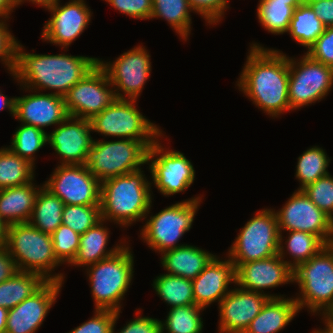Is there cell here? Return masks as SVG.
<instances>
[{
  "instance_id": "1",
  "label": "cell",
  "mask_w": 333,
  "mask_h": 333,
  "mask_svg": "<svg viewBox=\"0 0 333 333\" xmlns=\"http://www.w3.org/2000/svg\"><path fill=\"white\" fill-rule=\"evenodd\" d=\"M246 63L236 81L239 91L269 117L291 111L288 99L289 56L282 51L250 44Z\"/></svg>"
},
{
  "instance_id": "2",
  "label": "cell",
  "mask_w": 333,
  "mask_h": 333,
  "mask_svg": "<svg viewBox=\"0 0 333 333\" xmlns=\"http://www.w3.org/2000/svg\"><path fill=\"white\" fill-rule=\"evenodd\" d=\"M98 64V58L61 54L25 52L17 45L16 65L11 76L23 88L64 96L77 82Z\"/></svg>"
},
{
  "instance_id": "3",
  "label": "cell",
  "mask_w": 333,
  "mask_h": 333,
  "mask_svg": "<svg viewBox=\"0 0 333 333\" xmlns=\"http://www.w3.org/2000/svg\"><path fill=\"white\" fill-rule=\"evenodd\" d=\"M141 169L101 182L100 209L103 220L121 228L144 221L151 213V181Z\"/></svg>"
},
{
  "instance_id": "4",
  "label": "cell",
  "mask_w": 333,
  "mask_h": 333,
  "mask_svg": "<svg viewBox=\"0 0 333 333\" xmlns=\"http://www.w3.org/2000/svg\"><path fill=\"white\" fill-rule=\"evenodd\" d=\"M6 249L18 271L34 272L46 281L64 283V273L54 272L62 265L53 252L51 234L43 233L29 222L7 226Z\"/></svg>"
},
{
  "instance_id": "5",
  "label": "cell",
  "mask_w": 333,
  "mask_h": 333,
  "mask_svg": "<svg viewBox=\"0 0 333 333\" xmlns=\"http://www.w3.org/2000/svg\"><path fill=\"white\" fill-rule=\"evenodd\" d=\"M125 244L116 254L86 267L94 309L121 311L122 300L132 285L134 254Z\"/></svg>"
},
{
  "instance_id": "6",
  "label": "cell",
  "mask_w": 333,
  "mask_h": 333,
  "mask_svg": "<svg viewBox=\"0 0 333 333\" xmlns=\"http://www.w3.org/2000/svg\"><path fill=\"white\" fill-rule=\"evenodd\" d=\"M293 283L299 286L294 297L299 311L328 315L333 310V244L293 270Z\"/></svg>"
},
{
  "instance_id": "7",
  "label": "cell",
  "mask_w": 333,
  "mask_h": 333,
  "mask_svg": "<svg viewBox=\"0 0 333 333\" xmlns=\"http://www.w3.org/2000/svg\"><path fill=\"white\" fill-rule=\"evenodd\" d=\"M156 141L119 139L93 140L84 166L100 182L141 169L147 164L149 148Z\"/></svg>"
},
{
  "instance_id": "8",
  "label": "cell",
  "mask_w": 333,
  "mask_h": 333,
  "mask_svg": "<svg viewBox=\"0 0 333 333\" xmlns=\"http://www.w3.org/2000/svg\"><path fill=\"white\" fill-rule=\"evenodd\" d=\"M202 196L200 194L169 205L154 216H149L140 230L141 240L158 254L187 245L178 242L192 228Z\"/></svg>"
},
{
  "instance_id": "9",
  "label": "cell",
  "mask_w": 333,
  "mask_h": 333,
  "mask_svg": "<svg viewBox=\"0 0 333 333\" xmlns=\"http://www.w3.org/2000/svg\"><path fill=\"white\" fill-rule=\"evenodd\" d=\"M226 256L235 264L266 259L278 254L279 229L275 209L264 208L241 228Z\"/></svg>"
},
{
  "instance_id": "10",
  "label": "cell",
  "mask_w": 333,
  "mask_h": 333,
  "mask_svg": "<svg viewBox=\"0 0 333 333\" xmlns=\"http://www.w3.org/2000/svg\"><path fill=\"white\" fill-rule=\"evenodd\" d=\"M136 104L134 99H116L89 120L92 132L103 137L157 141L164 134L163 130L139 112Z\"/></svg>"
},
{
  "instance_id": "11",
  "label": "cell",
  "mask_w": 333,
  "mask_h": 333,
  "mask_svg": "<svg viewBox=\"0 0 333 333\" xmlns=\"http://www.w3.org/2000/svg\"><path fill=\"white\" fill-rule=\"evenodd\" d=\"M289 57L288 99L291 111L320 102L333 87V67L314 61L304 53Z\"/></svg>"
},
{
  "instance_id": "12",
  "label": "cell",
  "mask_w": 333,
  "mask_h": 333,
  "mask_svg": "<svg viewBox=\"0 0 333 333\" xmlns=\"http://www.w3.org/2000/svg\"><path fill=\"white\" fill-rule=\"evenodd\" d=\"M164 134L152 144L147 155V165L151 173V185L165 197L185 192L195 180V170L191 160L180 151L162 145Z\"/></svg>"
},
{
  "instance_id": "13",
  "label": "cell",
  "mask_w": 333,
  "mask_h": 333,
  "mask_svg": "<svg viewBox=\"0 0 333 333\" xmlns=\"http://www.w3.org/2000/svg\"><path fill=\"white\" fill-rule=\"evenodd\" d=\"M143 45L123 52L112 62L98 58L114 88L117 99L137 100L151 75V59Z\"/></svg>"
},
{
  "instance_id": "14",
  "label": "cell",
  "mask_w": 333,
  "mask_h": 333,
  "mask_svg": "<svg viewBox=\"0 0 333 333\" xmlns=\"http://www.w3.org/2000/svg\"><path fill=\"white\" fill-rule=\"evenodd\" d=\"M116 99L108 75L99 64L64 95L68 115L87 120L101 113Z\"/></svg>"
},
{
  "instance_id": "15",
  "label": "cell",
  "mask_w": 333,
  "mask_h": 333,
  "mask_svg": "<svg viewBox=\"0 0 333 333\" xmlns=\"http://www.w3.org/2000/svg\"><path fill=\"white\" fill-rule=\"evenodd\" d=\"M275 212L279 233L305 231L318 236L326 245L333 244V220L303 190H295L282 208Z\"/></svg>"
},
{
  "instance_id": "16",
  "label": "cell",
  "mask_w": 333,
  "mask_h": 333,
  "mask_svg": "<svg viewBox=\"0 0 333 333\" xmlns=\"http://www.w3.org/2000/svg\"><path fill=\"white\" fill-rule=\"evenodd\" d=\"M44 187L65 205H100L101 182L84 165H59Z\"/></svg>"
},
{
  "instance_id": "17",
  "label": "cell",
  "mask_w": 333,
  "mask_h": 333,
  "mask_svg": "<svg viewBox=\"0 0 333 333\" xmlns=\"http://www.w3.org/2000/svg\"><path fill=\"white\" fill-rule=\"evenodd\" d=\"M60 1L48 9L51 17L45 22L41 39L67 49L88 27L93 12L85 0Z\"/></svg>"
},
{
  "instance_id": "18",
  "label": "cell",
  "mask_w": 333,
  "mask_h": 333,
  "mask_svg": "<svg viewBox=\"0 0 333 333\" xmlns=\"http://www.w3.org/2000/svg\"><path fill=\"white\" fill-rule=\"evenodd\" d=\"M63 284L46 281L35 293L9 309L5 333H36L57 301Z\"/></svg>"
},
{
  "instance_id": "19",
  "label": "cell",
  "mask_w": 333,
  "mask_h": 333,
  "mask_svg": "<svg viewBox=\"0 0 333 333\" xmlns=\"http://www.w3.org/2000/svg\"><path fill=\"white\" fill-rule=\"evenodd\" d=\"M91 122L68 116L52 132L47 133L48 144L59 156V165H83L92 146Z\"/></svg>"
},
{
  "instance_id": "20",
  "label": "cell",
  "mask_w": 333,
  "mask_h": 333,
  "mask_svg": "<svg viewBox=\"0 0 333 333\" xmlns=\"http://www.w3.org/2000/svg\"><path fill=\"white\" fill-rule=\"evenodd\" d=\"M236 287L231 288L217 304L220 317L218 333H244L270 298L263 293Z\"/></svg>"
},
{
  "instance_id": "21",
  "label": "cell",
  "mask_w": 333,
  "mask_h": 333,
  "mask_svg": "<svg viewBox=\"0 0 333 333\" xmlns=\"http://www.w3.org/2000/svg\"><path fill=\"white\" fill-rule=\"evenodd\" d=\"M236 285L248 291L266 294L270 298L286 297L263 289L293 283V269L277 254L272 257L242 263L236 269Z\"/></svg>"
},
{
  "instance_id": "22",
  "label": "cell",
  "mask_w": 333,
  "mask_h": 333,
  "mask_svg": "<svg viewBox=\"0 0 333 333\" xmlns=\"http://www.w3.org/2000/svg\"><path fill=\"white\" fill-rule=\"evenodd\" d=\"M30 94L15 96V116L22 124H28L44 130L48 126H57L69 115L65 106L64 96L54 93H41L28 88ZM35 92L31 94V92Z\"/></svg>"
},
{
  "instance_id": "23",
  "label": "cell",
  "mask_w": 333,
  "mask_h": 333,
  "mask_svg": "<svg viewBox=\"0 0 333 333\" xmlns=\"http://www.w3.org/2000/svg\"><path fill=\"white\" fill-rule=\"evenodd\" d=\"M226 258L222 260L216 255L192 280L195 305L206 309L214 302L219 304L231 290L229 285L236 286V266Z\"/></svg>"
},
{
  "instance_id": "24",
  "label": "cell",
  "mask_w": 333,
  "mask_h": 333,
  "mask_svg": "<svg viewBox=\"0 0 333 333\" xmlns=\"http://www.w3.org/2000/svg\"><path fill=\"white\" fill-rule=\"evenodd\" d=\"M0 190V218L10 224L29 222L37 194L44 186L33 182ZM36 184V185H35Z\"/></svg>"
},
{
  "instance_id": "25",
  "label": "cell",
  "mask_w": 333,
  "mask_h": 333,
  "mask_svg": "<svg viewBox=\"0 0 333 333\" xmlns=\"http://www.w3.org/2000/svg\"><path fill=\"white\" fill-rule=\"evenodd\" d=\"M216 255L193 245H184L161 253L166 274L194 280Z\"/></svg>"
},
{
  "instance_id": "26",
  "label": "cell",
  "mask_w": 333,
  "mask_h": 333,
  "mask_svg": "<svg viewBox=\"0 0 333 333\" xmlns=\"http://www.w3.org/2000/svg\"><path fill=\"white\" fill-rule=\"evenodd\" d=\"M106 220L99 221L80 236L78 253L70 266L88 267L100 260L116 254L127 242L126 238L121 239L119 244L107 249L110 239V230ZM105 224V225H104ZM123 240V241H122Z\"/></svg>"
},
{
  "instance_id": "27",
  "label": "cell",
  "mask_w": 333,
  "mask_h": 333,
  "mask_svg": "<svg viewBox=\"0 0 333 333\" xmlns=\"http://www.w3.org/2000/svg\"><path fill=\"white\" fill-rule=\"evenodd\" d=\"M300 313L293 298H269L244 333H278Z\"/></svg>"
},
{
  "instance_id": "28",
  "label": "cell",
  "mask_w": 333,
  "mask_h": 333,
  "mask_svg": "<svg viewBox=\"0 0 333 333\" xmlns=\"http://www.w3.org/2000/svg\"><path fill=\"white\" fill-rule=\"evenodd\" d=\"M279 233L278 255L294 270L299 264L318 254L326 244L316 235L305 231H289L288 237ZM286 240V241H285ZM285 241V242H284ZM284 242V243H283ZM284 245V246H283ZM290 255L285 260L287 255Z\"/></svg>"
},
{
  "instance_id": "29",
  "label": "cell",
  "mask_w": 333,
  "mask_h": 333,
  "mask_svg": "<svg viewBox=\"0 0 333 333\" xmlns=\"http://www.w3.org/2000/svg\"><path fill=\"white\" fill-rule=\"evenodd\" d=\"M46 280L34 272L18 271L0 283V307L14 308L35 293Z\"/></svg>"
},
{
  "instance_id": "30",
  "label": "cell",
  "mask_w": 333,
  "mask_h": 333,
  "mask_svg": "<svg viewBox=\"0 0 333 333\" xmlns=\"http://www.w3.org/2000/svg\"><path fill=\"white\" fill-rule=\"evenodd\" d=\"M64 202L44 186L39 190L29 223L43 233L52 234L62 224Z\"/></svg>"
},
{
  "instance_id": "31",
  "label": "cell",
  "mask_w": 333,
  "mask_h": 333,
  "mask_svg": "<svg viewBox=\"0 0 333 333\" xmlns=\"http://www.w3.org/2000/svg\"><path fill=\"white\" fill-rule=\"evenodd\" d=\"M188 0H153L150 19L162 18L185 42L191 34L192 15Z\"/></svg>"
},
{
  "instance_id": "32",
  "label": "cell",
  "mask_w": 333,
  "mask_h": 333,
  "mask_svg": "<svg viewBox=\"0 0 333 333\" xmlns=\"http://www.w3.org/2000/svg\"><path fill=\"white\" fill-rule=\"evenodd\" d=\"M325 29L326 26L313 12L312 8L303 2L294 9L287 33L296 43L308 49Z\"/></svg>"
},
{
  "instance_id": "33",
  "label": "cell",
  "mask_w": 333,
  "mask_h": 333,
  "mask_svg": "<svg viewBox=\"0 0 333 333\" xmlns=\"http://www.w3.org/2000/svg\"><path fill=\"white\" fill-rule=\"evenodd\" d=\"M153 290L170 308L195 305L192 280L164 272L154 278Z\"/></svg>"
},
{
  "instance_id": "34",
  "label": "cell",
  "mask_w": 333,
  "mask_h": 333,
  "mask_svg": "<svg viewBox=\"0 0 333 333\" xmlns=\"http://www.w3.org/2000/svg\"><path fill=\"white\" fill-rule=\"evenodd\" d=\"M35 167L14 154L7 146L0 148V190L30 183Z\"/></svg>"
},
{
  "instance_id": "35",
  "label": "cell",
  "mask_w": 333,
  "mask_h": 333,
  "mask_svg": "<svg viewBox=\"0 0 333 333\" xmlns=\"http://www.w3.org/2000/svg\"><path fill=\"white\" fill-rule=\"evenodd\" d=\"M330 161L322 147L312 146L304 151L297 158L295 178L300 182L297 190H302L307 185L329 174L327 168Z\"/></svg>"
},
{
  "instance_id": "36",
  "label": "cell",
  "mask_w": 333,
  "mask_h": 333,
  "mask_svg": "<svg viewBox=\"0 0 333 333\" xmlns=\"http://www.w3.org/2000/svg\"><path fill=\"white\" fill-rule=\"evenodd\" d=\"M203 311L204 308L197 305L169 308L166 319L160 321L161 333H202Z\"/></svg>"
},
{
  "instance_id": "37",
  "label": "cell",
  "mask_w": 333,
  "mask_h": 333,
  "mask_svg": "<svg viewBox=\"0 0 333 333\" xmlns=\"http://www.w3.org/2000/svg\"><path fill=\"white\" fill-rule=\"evenodd\" d=\"M16 129L12 136V141L7 147L14 154L26 159L35 167L36 152L48 144L47 131L22 123Z\"/></svg>"
},
{
  "instance_id": "38",
  "label": "cell",
  "mask_w": 333,
  "mask_h": 333,
  "mask_svg": "<svg viewBox=\"0 0 333 333\" xmlns=\"http://www.w3.org/2000/svg\"><path fill=\"white\" fill-rule=\"evenodd\" d=\"M256 11L258 22L265 31L282 35L288 31L294 8L275 0H259Z\"/></svg>"
},
{
  "instance_id": "39",
  "label": "cell",
  "mask_w": 333,
  "mask_h": 333,
  "mask_svg": "<svg viewBox=\"0 0 333 333\" xmlns=\"http://www.w3.org/2000/svg\"><path fill=\"white\" fill-rule=\"evenodd\" d=\"M102 220L100 205H64L62 224L79 235Z\"/></svg>"
},
{
  "instance_id": "40",
  "label": "cell",
  "mask_w": 333,
  "mask_h": 333,
  "mask_svg": "<svg viewBox=\"0 0 333 333\" xmlns=\"http://www.w3.org/2000/svg\"><path fill=\"white\" fill-rule=\"evenodd\" d=\"M53 252L61 264L68 266L75 259L79 246L80 236L66 225L61 224L52 234Z\"/></svg>"
},
{
  "instance_id": "41",
  "label": "cell",
  "mask_w": 333,
  "mask_h": 333,
  "mask_svg": "<svg viewBox=\"0 0 333 333\" xmlns=\"http://www.w3.org/2000/svg\"><path fill=\"white\" fill-rule=\"evenodd\" d=\"M302 190L320 210L333 220V176L330 173Z\"/></svg>"
},
{
  "instance_id": "42",
  "label": "cell",
  "mask_w": 333,
  "mask_h": 333,
  "mask_svg": "<svg viewBox=\"0 0 333 333\" xmlns=\"http://www.w3.org/2000/svg\"><path fill=\"white\" fill-rule=\"evenodd\" d=\"M194 13L200 15L207 25H217L229 8V0H188Z\"/></svg>"
},
{
  "instance_id": "43",
  "label": "cell",
  "mask_w": 333,
  "mask_h": 333,
  "mask_svg": "<svg viewBox=\"0 0 333 333\" xmlns=\"http://www.w3.org/2000/svg\"><path fill=\"white\" fill-rule=\"evenodd\" d=\"M116 311L94 310V316L67 333H113Z\"/></svg>"
},
{
  "instance_id": "44",
  "label": "cell",
  "mask_w": 333,
  "mask_h": 333,
  "mask_svg": "<svg viewBox=\"0 0 333 333\" xmlns=\"http://www.w3.org/2000/svg\"><path fill=\"white\" fill-rule=\"evenodd\" d=\"M8 20L0 19V62L11 75L16 65L17 45L19 41L9 30Z\"/></svg>"
},
{
  "instance_id": "45",
  "label": "cell",
  "mask_w": 333,
  "mask_h": 333,
  "mask_svg": "<svg viewBox=\"0 0 333 333\" xmlns=\"http://www.w3.org/2000/svg\"><path fill=\"white\" fill-rule=\"evenodd\" d=\"M305 54L314 61L333 67V26L326 27Z\"/></svg>"
},
{
  "instance_id": "46",
  "label": "cell",
  "mask_w": 333,
  "mask_h": 333,
  "mask_svg": "<svg viewBox=\"0 0 333 333\" xmlns=\"http://www.w3.org/2000/svg\"><path fill=\"white\" fill-rule=\"evenodd\" d=\"M120 13L133 19L147 20L151 18L153 0H104Z\"/></svg>"
},
{
  "instance_id": "47",
  "label": "cell",
  "mask_w": 333,
  "mask_h": 333,
  "mask_svg": "<svg viewBox=\"0 0 333 333\" xmlns=\"http://www.w3.org/2000/svg\"><path fill=\"white\" fill-rule=\"evenodd\" d=\"M121 311L116 312L115 321L113 324V333H115V325L119 319ZM141 314V315H140ZM159 319L149 316H142V311L137 309L136 316L131 321L126 322V325L116 333H161Z\"/></svg>"
},
{
  "instance_id": "48",
  "label": "cell",
  "mask_w": 333,
  "mask_h": 333,
  "mask_svg": "<svg viewBox=\"0 0 333 333\" xmlns=\"http://www.w3.org/2000/svg\"><path fill=\"white\" fill-rule=\"evenodd\" d=\"M308 4L321 22L326 26H333V0L304 1Z\"/></svg>"
},
{
  "instance_id": "49",
  "label": "cell",
  "mask_w": 333,
  "mask_h": 333,
  "mask_svg": "<svg viewBox=\"0 0 333 333\" xmlns=\"http://www.w3.org/2000/svg\"><path fill=\"white\" fill-rule=\"evenodd\" d=\"M18 268L5 246L0 247V283L10 279Z\"/></svg>"
},
{
  "instance_id": "50",
  "label": "cell",
  "mask_w": 333,
  "mask_h": 333,
  "mask_svg": "<svg viewBox=\"0 0 333 333\" xmlns=\"http://www.w3.org/2000/svg\"><path fill=\"white\" fill-rule=\"evenodd\" d=\"M16 7V0H0V19L9 20Z\"/></svg>"
},
{
  "instance_id": "51",
  "label": "cell",
  "mask_w": 333,
  "mask_h": 333,
  "mask_svg": "<svg viewBox=\"0 0 333 333\" xmlns=\"http://www.w3.org/2000/svg\"><path fill=\"white\" fill-rule=\"evenodd\" d=\"M3 109H7L13 117L15 116V97L4 95L0 89V111Z\"/></svg>"
},
{
  "instance_id": "52",
  "label": "cell",
  "mask_w": 333,
  "mask_h": 333,
  "mask_svg": "<svg viewBox=\"0 0 333 333\" xmlns=\"http://www.w3.org/2000/svg\"><path fill=\"white\" fill-rule=\"evenodd\" d=\"M59 1L60 0H16V4L18 7L19 5H22V3H24V2H27V3L31 2L34 5L41 6V7L45 8L46 10H48Z\"/></svg>"
},
{
  "instance_id": "53",
  "label": "cell",
  "mask_w": 333,
  "mask_h": 333,
  "mask_svg": "<svg viewBox=\"0 0 333 333\" xmlns=\"http://www.w3.org/2000/svg\"><path fill=\"white\" fill-rule=\"evenodd\" d=\"M9 309L0 307V333H5Z\"/></svg>"
},
{
  "instance_id": "54",
  "label": "cell",
  "mask_w": 333,
  "mask_h": 333,
  "mask_svg": "<svg viewBox=\"0 0 333 333\" xmlns=\"http://www.w3.org/2000/svg\"><path fill=\"white\" fill-rule=\"evenodd\" d=\"M7 225L0 218V247L6 246Z\"/></svg>"
},
{
  "instance_id": "55",
  "label": "cell",
  "mask_w": 333,
  "mask_h": 333,
  "mask_svg": "<svg viewBox=\"0 0 333 333\" xmlns=\"http://www.w3.org/2000/svg\"><path fill=\"white\" fill-rule=\"evenodd\" d=\"M321 320L324 321L323 322L325 325L324 329L328 333H333V319L329 315H322Z\"/></svg>"
},
{
  "instance_id": "56",
  "label": "cell",
  "mask_w": 333,
  "mask_h": 333,
  "mask_svg": "<svg viewBox=\"0 0 333 333\" xmlns=\"http://www.w3.org/2000/svg\"><path fill=\"white\" fill-rule=\"evenodd\" d=\"M275 2L286 3L289 6H292L294 9L301 5L303 0H275Z\"/></svg>"
},
{
  "instance_id": "57",
  "label": "cell",
  "mask_w": 333,
  "mask_h": 333,
  "mask_svg": "<svg viewBox=\"0 0 333 333\" xmlns=\"http://www.w3.org/2000/svg\"><path fill=\"white\" fill-rule=\"evenodd\" d=\"M311 333H328V332L324 328L323 329L318 328L317 330L315 328V330H313Z\"/></svg>"
},
{
  "instance_id": "58",
  "label": "cell",
  "mask_w": 333,
  "mask_h": 333,
  "mask_svg": "<svg viewBox=\"0 0 333 333\" xmlns=\"http://www.w3.org/2000/svg\"><path fill=\"white\" fill-rule=\"evenodd\" d=\"M328 315L333 319V310Z\"/></svg>"
},
{
  "instance_id": "59",
  "label": "cell",
  "mask_w": 333,
  "mask_h": 333,
  "mask_svg": "<svg viewBox=\"0 0 333 333\" xmlns=\"http://www.w3.org/2000/svg\"><path fill=\"white\" fill-rule=\"evenodd\" d=\"M303 1H320V0H303Z\"/></svg>"
}]
</instances>
